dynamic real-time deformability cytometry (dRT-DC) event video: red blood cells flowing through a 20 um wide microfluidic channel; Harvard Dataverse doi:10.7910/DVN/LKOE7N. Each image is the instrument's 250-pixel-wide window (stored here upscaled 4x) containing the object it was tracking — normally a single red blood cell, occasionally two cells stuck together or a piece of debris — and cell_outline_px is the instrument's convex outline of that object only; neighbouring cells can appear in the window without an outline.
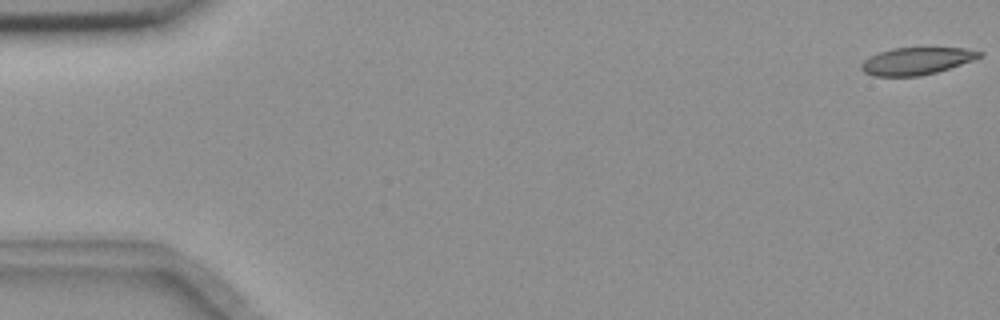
{"species": "common noctule bat (a hibernating species)", "species_latin": "Nyctalus noctula", "temperature_condition": "room temperature", "stored_images_in_passage": 14, "camera_frame_rate_fps": 3000, "um_per_image_px": 0.085, "animal": {"sex": "female", "body_mass_g": 18.4}, "frame": {"image": 1, "passage_image": 1, "time_ms": 0.0, "image_size_px": [1000, 320], "cell_outline_px": [[964, 60], [956, 64], [944, 68], [928, 72], [900, 76], [896, 76], [872, 72], [908, 48], [948, 48]], "centroid_in_image_um": [78.14, 5.24], "position_along_channel_um": 6.9, "area_um2": 11.68}}